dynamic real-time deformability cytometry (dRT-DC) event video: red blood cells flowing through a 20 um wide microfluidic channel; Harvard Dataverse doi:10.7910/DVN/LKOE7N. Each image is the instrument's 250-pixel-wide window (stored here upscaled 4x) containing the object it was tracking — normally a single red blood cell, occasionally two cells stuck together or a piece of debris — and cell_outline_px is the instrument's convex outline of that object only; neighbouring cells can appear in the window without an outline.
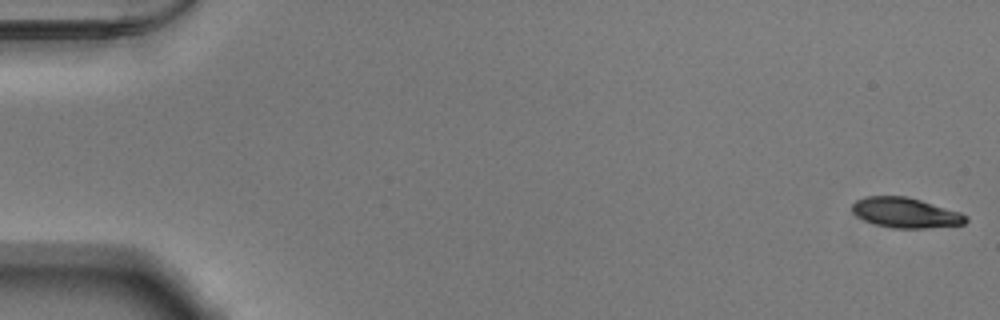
{"species": "Egyptian fruit bat (a non-hibernating species)", "species_latin": "Rousettus aegyptiacus", "temperature_condition": "warm", "stored_images_in_passage": 53, "camera_frame_rate_fps": 3000, "um_per_image_px": 0.085, "animal": {"sex": "male"}, "frame": {"image": 1, "passage_image": 1, "time_ms": 0.0, "image_size_px": [1000, 320], "cell_outline_px": [[968, 220], [964, 224], [928, 228], [892, 228], [876, 224], [864, 220], [856, 216], [852, 212], [852, 204], [856, 200], [864, 196], [904, 196], [920, 200], [960, 212], [968, 216]], "centroid_in_image_um": [76.96, 18.08], "position_along_channel_um": 8.0, "area_um2": 19.94}}
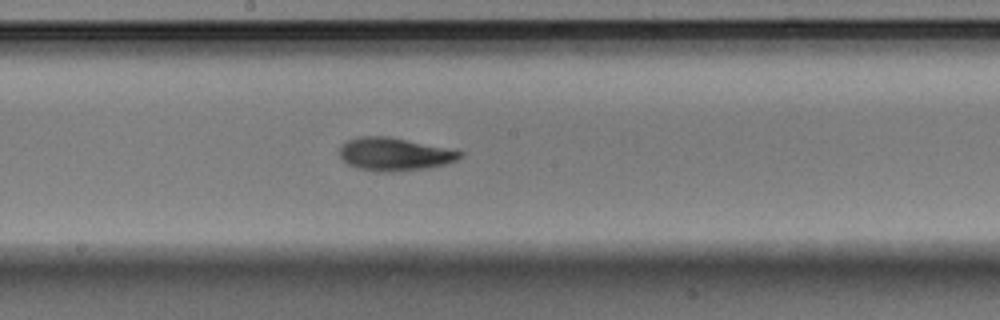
{"frame": {"image": 2, "passage_image": 29, "time_ms": 9.333, "image_size_px": [1000, 320], "cell_outline_px": [[464, 156], [456, 160], [444, 164], [424, 168], [392, 172], [376, 172], [356, 168], [348, 164], [340, 156], [340, 148], [348, 140], [360, 136], [388, 136], [456, 148], [464, 152]], "centroid_in_image_um": [33.6, 13.09], "position_along_channel_um": 214.6, "area_um2": 23.52}}
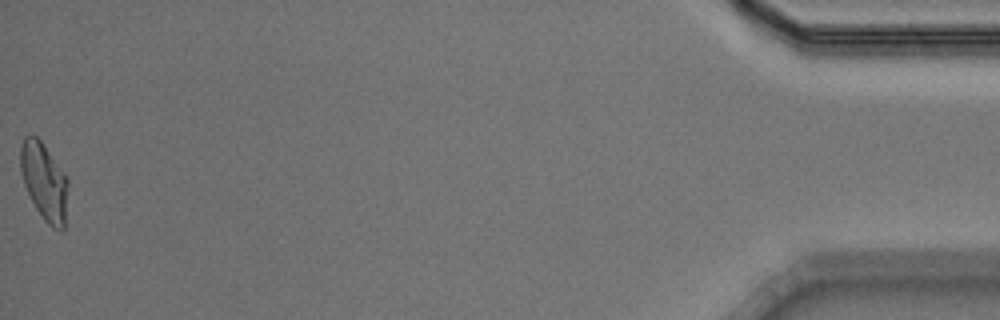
{"frame": {"image": 3, "passage_image": 53, "time_ms": 17.333, "image_size_px": [1000, 320], "cell_outline_px": [[68, 184], [64, 228], [60, 232], [52, 228], [44, 220], [36, 208], [24, 184], [20, 172], [20, 148], [24, 136], [36, 136], [40, 140], [68, 176]], "centroid_in_image_um": [3.77, 15.43], "position_along_channel_um": 431.4, "area_um2": 21.5}, "authors_computed_cell_mechanics": {"area_um2": 21.6172, "velocity_mm_per_s": 3.88, "shape_relaxation_time_tau1_ms": 3.4072, "shape_relaxation_time_tau2_ms": 4.8464, "deformation_change_tau1": 0.1383, "deformation_change_tau2": 0.1094}}